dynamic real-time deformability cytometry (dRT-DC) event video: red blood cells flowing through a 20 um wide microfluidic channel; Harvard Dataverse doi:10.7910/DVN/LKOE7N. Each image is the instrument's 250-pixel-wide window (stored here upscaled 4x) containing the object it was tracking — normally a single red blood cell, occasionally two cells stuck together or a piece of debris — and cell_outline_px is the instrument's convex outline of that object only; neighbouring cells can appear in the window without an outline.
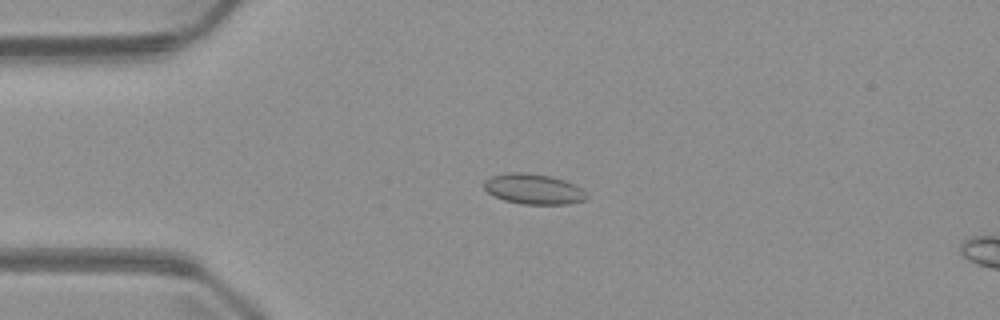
{"species": "common noctule bat (a hibernating species)", "species_latin": "Nyctalus noctula", "temperature_condition": "warm", "stored_images_in_passage": 5, "camera_frame_rate_fps": 3000, "um_per_image_px": 0.085, "animal": {"sex": "male", "body_mass_g": 23.1, "forearm_length_mm": 52.7}, "frame": {"image": 1, "passage_image": 3, "time_ms": 2.333, "image_size_px": [1000, 320], "cell_outline_px": [[588, 196], [584, 200], [568, 204], [520, 204], [504, 200], [488, 192], [484, 188], [484, 180], [492, 176], [508, 172], [524, 172], [552, 176], [576, 184], [588, 192]], "centroid_in_image_um": [45.39, 16.06], "position_along_channel_um": 39.6, "area_um2": 18.32}}